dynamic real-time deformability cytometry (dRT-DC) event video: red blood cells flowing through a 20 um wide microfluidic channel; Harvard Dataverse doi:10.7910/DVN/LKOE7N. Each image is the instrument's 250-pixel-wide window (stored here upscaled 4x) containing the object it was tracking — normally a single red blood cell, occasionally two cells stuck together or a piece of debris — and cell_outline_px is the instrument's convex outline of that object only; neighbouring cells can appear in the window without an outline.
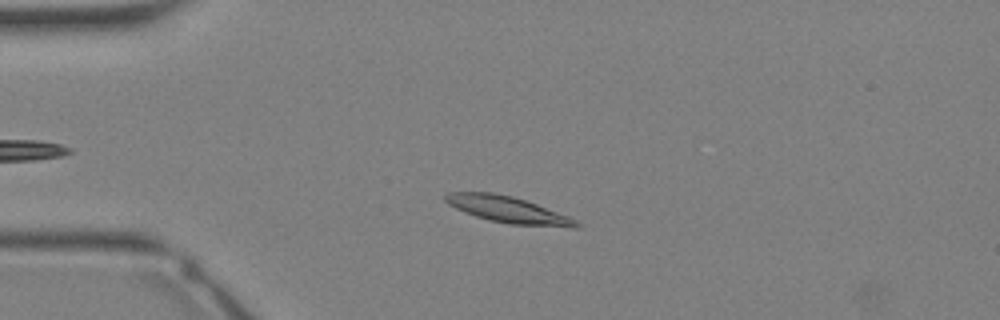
{"species": "Egyptian fruit bat (a non-hibernating species)", "species_latin": "Rousettus aegyptiacus", "temperature_condition": "warm", "stored_images_in_passage": 7, "camera_frame_rate_fps": 3000, "um_per_image_px": 0.085, "animal": {"sex": "female"}, "frame": {"image": 1, "passage_image": 6, "time_ms": 1.667, "image_size_px": [1000, 320], "cell_outline_px": [[580, 228], [572, 228], [508, 224], [476, 216], [464, 212], [448, 204], [444, 200], [444, 196], [448, 192], [492, 192], [512, 196], [536, 204], [568, 216], [576, 220], [580, 224]], "centroid_in_image_um": [43.19, 17.83], "position_along_channel_um": 41.8, "area_um2": 20.06}}